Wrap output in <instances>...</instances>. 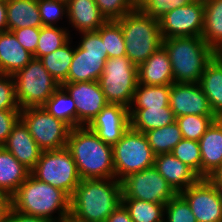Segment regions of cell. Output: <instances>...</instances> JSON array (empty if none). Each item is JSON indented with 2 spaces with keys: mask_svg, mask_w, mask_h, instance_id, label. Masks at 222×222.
I'll list each match as a JSON object with an SVG mask.
<instances>
[{
  "mask_svg": "<svg viewBox=\"0 0 222 222\" xmlns=\"http://www.w3.org/2000/svg\"><path fill=\"white\" fill-rule=\"evenodd\" d=\"M121 204V181L81 179L70 198V216L78 222H106Z\"/></svg>",
  "mask_w": 222,
  "mask_h": 222,
  "instance_id": "1",
  "label": "cell"
},
{
  "mask_svg": "<svg viewBox=\"0 0 222 222\" xmlns=\"http://www.w3.org/2000/svg\"><path fill=\"white\" fill-rule=\"evenodd\" d=\"M81 179L115 178L113 147L87 126L72 128L67 146Z\"/></svg>",
  "mask_w": 222,
  "mask_h": 222,
  "instance_id": "2",
  "label": "cell"
},
{
  "mask_svg": "<svg viewBox=\"0 0 222 222\" xmlns=\"http://www.w3.org/2000/svg\"><path fill=\"white\" fill-rule=\"evenodd\" d=\"M70 196L63 190L37 180L31 173L12 195V208L18 212L55 222L70 216ZM58 211V217L52 215Z\"/></svg>",
  "mask_w": 222,
  "mask_h": 222,
  "instance_id": "3",
  "label": "cell"
},
{
  "mask_svg": "<svg viewBox=\"0 0 222 222\" xmlns=\"http://www.w3.org/2000/svg\"><path fill=\"white\" fill-rule=\"evenodd\" d=\"M162 46L171 62L174 83H198L216 55L202 37L197 36L162 39Z\"/></svg>",
  "mask_w": 222,
  "mask_h": 222,
  "instance_id": "4",
  "label": "cell"
},
{
  "mask_svg": "<svg viewBox=\"0 0 222 222\" xmlns=\"http://www.w3.org/2000/svg\"><path fill=\"white\" fill-rule=\"evenodd\" d=\"M115 21L124 35L126 56L137 67L162 46L159 21L138 6Z\"/></svg>",
  "mask_w": 222,
  "mask_h": 222,
  "instance_id": "5",
  "label": "cell"
},
{
  "mask_svg": "<svg viewBox=\"0 0 222 222\" xmlns=\"http://www.w3.org/2000/svg\"><path fill=\"white\" fill-rule=\"evenodd\" d=\"M13 78L21 110L43 106L61 86L37 58H33L23 69L15 73Z\"/></svg>",
  "mask_w": 222,
  "mask_h": 222,
  "instance_id": "6",
  "label": "cell"
},
{
  "mask_svg": "<svg viewBox=\"0 0 222 222\" xmlns=\"http://www.w3.org/2000/svg\"><path fill=\"white\" fill-rule=\"evenodd\" d=\"M98 83L108 103L130 108L138 85V67L127 56L108 58Z\"/></svg>",
  "mask_w": 222,
  "mask_h": 222,
  "instance_id": "7",
  "label": "cell"
},
{
  "mask_svg": "<svg viewBox=\"0 0 222 222\" xmlns=\"http://www.w3.org/2000/svg\"><path fill=\"white\" fill-rule=\"evenodd\" d=\"M155 155L144 133L131 126L113 146L115 179L121 181L134 172L153 167Z\"/></svg>",
  "mask_w": 222,
  "mask_h": 222,
  "instance_id": "8",
  "label": "cell"
},
{
  "mask_svg": "<svg viewBox=\"0 0 222 222\" xmlns=\"http://www.w3.org/2000/svg\"><path fill=\"white\" fill-rule=\"evenodd\" d=\"M31 174L37 180L63 190L70 197L81 181L76 163L67 147L42 151Z\"/></svg>",
  "mask_w": 222,
  "mask_h": 222,
  "instance_id": "9",
  "label": "cell"
},
{
  "mask_svg": "<svg viewBox=\"0 0 222 222\" xmlns=\"http://www.w3.org/2000/svg\"><path fill=\"white\" fill-rule=\"evenodd\" d=\"M82 39L76 48L66 82L98 81L105 62L107 50L97 32H81Z\"/></svg>",
  "mask_w": 222,
  "mask_h": 222,
  "instance_id": "10",
  "label": "cell"
},
{
  "mask_svg": "<svg viewBox=\"0 0 222 222\" xmlns=\"http://www.w3.org/2000/svg\"><path fill=\"white\" fill-rule=\"evenodd\" d=\"M20 119L27 126L29 133L42 151L56 150L67 146L72 128L49 114L42 106L22 109Z\"/></svg>",
  "mask_w": 222,
  "mask_h": 222,
  "instance_id": "11",
  "label": "cell"
},
{
  "mask_svg": "<svg viewBox=\"0 0 222 222\" xmlns=\"http://www.w3.org/2000/svg\"><path fill=\"white\" fill-rule=\"evenodd\" d=\"M122 199L167 204L177 193L153 166L121 180Z\"/></svg>",
  "mask_w": 222,
  "mask_h": 222,
  "instance_id": "12",
  "label": "cell"
},
{
  "mask_svg": "<svg viewBox=\"0 0 222 222\" xmlns=\"http://www.w3.org/2000/svg\"><path fill=\"white\" fill-rule=\"evenodd\" d=\"M203 20L204 0H193L187 5L173 8L158 19L161 37H201Z\"/></svg>",
  "mask_w": 222,
  "mask_h": 222,
  "instance_id": "13",
  "label": "cell"
},
{
  "mask_svg": "<svg viewBox=\"0 0 222 222\" xmlns=\"http://www.w3.org/2000/svg\"><path fill=\"white\" fill-rule=\"evenodd\" d=\"M179 194L197 222H222V192L209 178H201Z\"/></svg>",
  "mask_w": 222,
  "mask_h": 222,
  "instance_id": "14",
  "label": "cell"
},
{
  "mask_svg": "<svg viewBox=\"0 0 222 222\" xmlns=\"http://www.w3.org/2000/svg\"><path fill=\"white\" fill-rule=\"evenodd\" d=\"M61 87L75 102L77 127L87 126L108 104L98 81L64 82Z\"/></svg>",
  "mask_w": 222,
  "mask_h": 222,
  "instance_id": "15",
  "label": "cell"
},
{
  "mask_svg": "<svg viewBox=\"0 0 222 222\" xmlns=\"http://www.w3.org/2000/svg\"><path fill=\"white\" fill-rule=\"evenodd\" d=\"M87 127L104 143L113 147L130 127L129 108L108 103Z\"/></svg>",
  "mask_w": 222,
  "mask_h": 222,
  "instance_id": "16",
  "label": "cell"
},
{
  "mask_svg": "<svg viewBox=\"0 0 222 222\" xmlns=\"http://www.w3.org/2000/svg\"><path fill=\"white\" fill-rule=\"evenodd\" d=\"M169 106L175 117L183 115H215L199 83H172Z\"/></svg>",
  "mask_w": 222,
  "mask_h": 222,
  "instance_id": "17",
  "label": "cell"
},
{
  "mask_svg": "<svg viewBox=\"0 0 222 222\" xmlns=\"http://www.w3.org/2000/svg\"><path fill=\"white\" fill-rule=\"evenodd\" d=\"M3 147L30 171L35 167L42 153L21 119L13 126Z\"/></svg>",
  "mask_w": 222,
  "mask_h": 222,
  "instance_id": "18",
  "label": "cell"
},
{
  "mask_svg": "<svg viewBox=\"0 0 222 222\" xmlns=\"http://www.w3.org/2000/svg\"><path fill=\"white\" fill-rule=\"evenodd\" d=\"M154 167L177 194L201 179L193 169L171 153L156 155Z\"/></svg>",
  "mask_w": 222,
  "mask_h": 222,
  "instance_id": "19",
  "label": "cell"
},
{
  "mask_svg": "<svg viewBox=\"0 0 222 222\" xmlns=\"http://www.w3.org/2000/svg\"><path fill=\"white\" fill-rule=\"evenodd\" d=\"M198 142L201 178H210L222 166V118L215 120Z\"/></svg>",
  "mask_w": 222,
  "mask_h": 222,
  "instance_id": "20",
  "label": "cell"
},
{
  "mask_svg": "<svg viewBox=\"0 0 222 222\" xmlns=\"http://www.w3.org/2000/svg\"><path fill=\"white\" fill-rule=\"evenodd\" d=\"M138 83L149 86L174 83L168 53L160 46L146 61L138 66Z\"/></svg>",
  "mask_w": 222,
  "mask_h": 222,
  "instance_id": "21",
  "label": "cell"
},
{
  "mask_svg": "<svg viewBox=\"0 0 222 222\" xmlns=\"http://www.w3.org/2000/svg\"><path fill=\"white\" fill-rule=\"evenodd\" d=\"M69 23L81 32H96L107 20L95 0H66Z\"/></svg>",
  "mask_w": 222,
  "mask_h": 222,
  "instance_id": "22",
  "label": "cell"
},
{
  "mask_svg": "<svg viewBox=\"0 0 222 222\" xmlns=\"http://www.w3.org/2000/svg\"><path fill=\"white\" fill-rule=\"evenodd\" d=\"M32 59L33 54L22 47L13 32H0V74L14 75Z\"/></svg>",
  "mask_w": 222,
  "mask_h": 222,
  "instance_id": "23",
  "label": "cell"
},
{
  "mask_svg": "<svg viewBox=\"0 0 222 222\" xmlns=\"http://www.w3.org/2000/svg\"><path fill=\"white\" fill-rule=\"evenodd\" d=\"M198 83L215 116L222 118V57L219 54L207 64Z\"/></svg>",
  "mask_w": 222,
  "mask_h": 222,
  "instance_id": "24",
  "label": "cell"
},
{
  "mask_svg": "<svg viewBox=\"0 0 222 222\" xmlns=\"http://www.w3.org/2000/svg\"><path fill=\"white\" fill-rule=\"evenodd\" d=\"M8 31L24 27H42L38 0H6Z\"/></svg>",
  "mask_w": 222,
  "mask_h": 222,
  "instance_id": "25",
  "label": "cell"
},
{
  "mask_svg": "<svg viewBox=\"0 0 222 222\" xmlns=\"http://www.w3.org/2000/svg\"><path fill=\"white\" fill-rule=\"evenodd\" d=\"M31 171L3 146H0V191L12 196Z\"/></svg>",
  "mask_w": 222,
  "mask_h": 222,
  "instance_id": "26",
  "label": "cell"
},
{
  "mask_svg": "<svg viewBox=\"0 0 222 222\" xmlns=\"http://www.w3.org/2000/svg\"><path fill=\"white\" fill-rule=\"evenodd\" d=\"M130 126L139 132L162 128L176 121L170 107L129 109Z\"/></svg>",
  "mask_w": 222,
  "mask_h": 222,
  "instance_id": "27",
  "label": "cell"
},
{
  "mask_svg": "<svg viewBox=\"0 0 222 222\" xmlns=\"http://www.w3.org/2000/svg\"><path fill=\"white\" fill-rule=\"evenodd\" d=\"M201 37L216 54L222 50V0H204Z\"/></svg>",
  "mask_w": 222,
  "mask_h": 222,
  "instance_id": "28",
  "label": "cell"
},
{
  "mask_svg": "<svg viewBox=\"0 0 222 222\" xmlns=\"http://www.w3.org/2000/svg\"><path fill=\"white\" fill-rule=\"evenodd\" d=\"M170 90L171 85L149 86L138 83L129 109L170 107Z\"/></svg>",
  "mask_w": 222,
  "mask_h": 222,
  "instance_id": "29",
  "label": "cell"
},
{
  "mask_svg": "<svg viewBox=\"0 0 222 222\" xmlns=\"http://www.w3.org/2000/svg\"><path fill=\"white\" fill-rule=\"evenodd\" d=\"M55 118L71 128L77 127V110L72 97L60 86L42 106Z\"/></svg>",
  "mask_w": 222,
  "mask_h": 222,
  "instance_id": "30",
  "label": "cell"
},
{
  "mask_svg": "<svg viewBox=\"0 0 222 222\" xmlns=\"http://www.w3.org/2000/svg\"><path fill=\"white\" fill-rule=\"evenodd\" d=\"M70 44L69 40L61 48L39 58L47 71L60 85L67 81L69 68L74 56V48Z\"/></svg>",
  "mask_w": 222,
  "mask_h": 222,
  "instance_id": "31",
  "label": "cell"
},
{
  "mask_svg": "<svg viewBox=\"0 0 222 222\" xmlns=\"http://www.w3.org/2000/svg\"><path fill=\"white\" fill-rule=\"evenodd\" d=\"M154 155L171 153L174 147L183 139L176 121L162 128L144 133Z\"/></svg>",
  "mask_w": 222,
  "mask_h": 222,
  "instance_id": "32",
  "label": "cell"
},
{
  "mask_svg": "<svg viewBox=\"0 0 222 222\" xmlns=\"http://www.w3.org/2000/svg\"><path fill=\"white\" fill-rule=\"evenodd\" d=\"M133 222H164L165 204L139 199H122Z\"/></svg>",
  "mask_w": 222,
  "mask_h": 222,
  "instance_id": "33",
  "label": "cell"
},
{
  "mask_svg": "<svg viewBox=\"0 0 222 222\" xmlns=\"http://www.w3.org/2000/svg\"><path fill=\"white\" fill-rule=\"evenodd\" d=\"M67 30L57 25L40 27V36L33 58L39 59L65 45L71 38Z\"/></svg>",
  "mask_w": 222,
  "mask_h": 222,
  "instance_id": "34",
  "label": "cell"
},
{
  "mask_svg": "<svg viewBox=\"0 0 222 222\" xmlns=\"http://www.w3.org/2000/svg\"><path fill=\"white\" fill-rule=\"evenodd\" d=\"M96 32L103 40L108 58L126 56L124 35L115 20L106 21Z\"/></svg>",
  "mask_w": 222,
  "mask_h": 222,
  "instance_id": "35",
  "label": "cell"
},
{
  "mask_svg": "<svg viewBox=\"0 0 222 222\" xmlns=\"http://www.w3.org/2000/svg\"><path fill=\"white\" fill-rule=\"evenodd\" d=\"M218 118L215 115H183L176 117L182 138L199 141Z\"/></svg>",
  "mask_w": 222,
  "mask_h": 222,
  "instance_id": "36",
  "label": "cell"
},
{
  "mask_svg": "<svg viewBox=\"0 0 222 222\" xmlns=\"http://www.w3.org/2000/svg\"><path fill=\"white\" fill-rule=\"evenodd\" d=\"M171 154L201 177V151L198 141L182 139L174 147Z\"/></svg>",
  "mask_w": 222,
  "mask_h": 222,
  "instance_id": "37",
  "label": "cell"
},
{
  "mask_svg": "<svg viewBox=\"0 0 222 222\" xmlns=\"http://www.w3.org/2000/svg\"><path fill=\"white\" fill-rule=\"evenodd\" d=\"M165 222H197L187 201L176 194L167 204H165Z\"/></svg>",
  "mask_w": 222,
  "mask_h": 222,
  "instance_id": "38",
  "label": "cell"
},
{
  "mask_svg": "<svg viewBox=\"0 0 222 222\" xmlns=\"http://www.w3.org/2000/svg\"><path fill=\"white\" fill-rule=\"evenodd\" d=\"M38 9L43 26H55L67 14L66 0H38Z\"/></svg>",
  "mask_w": 222,
  "mask_h": 222,
  "instance_id": "39",
  "label": "cell"
},
{
  "mask_svg": "<svg viewBox=\"0 0 222 222\" xmlns=\"http://www.w3.org/2000/svg\"><path fill=\"white\" fill-rule=\"evenodd\" d=\"M95 2L107 21L118 20L136 7L132 0H95Z\"/></svg>",
  "mask_w": 222,
  "mask_h": 222,
  "instance_id": "40",
  "label": "cell"
},
{
  "mask_svg": "<svg viewBox=\"0 0 222 222\" xmlns=\"http://www.w3.org/2000/svg\"><path fill=\"white\" fill-rule=\"evenodd\" d=\"M192 1L193 0H143L138 7L147 15L158 20L173 8L187 5Z\"/></svg>",
  "mask_w": 222,
  "mask_h": 222,
  "instance_id": "41",
  "label": "cell"
},
{
  "mask_svg": "<svg viewBox=\"0 0 222 222\" xmlns=\"http://www.w3.org/2000/svg\"><path fill=\"white\" fill-rule=\"evenodd\" d=\"M0 110H21L16 98L13 75L0 74Z\"/></svg>",
  "mask_w": 222,
  "mask_h": 222,
  "instance_id": "42",
  "label": "cell"
},
{
  "mask_svg": "<svg viewBox=\"0 0 222 222\" xmlns=\"http://www.w3.org/2000/svg\"><path fill=\"white\" fill-rule=\"evenodd\" d=\"M23 48L34 54L40 36V27H24L12 31Z\"/></svg>",
  "mask_w": 222,
  "mask_h": 222,
  "instance_id": "43",
  "label": "cell"
},
{
  "mask_svg": "<svg viewBox=\"0 0 222 222\" xmlns=\"http://www.w3.org/2000/svg\"><path fill=\"white\" fill-rule=\"evenodd\" d=\"M21 110H0V146L6 142L13 126L20 119Z\"/></svg>",
  "mask_w": 222,
  "mask_h": 222,
  "instance_id": "44",
  "label": "cell"
},
{
  "mask_svg": "<svg viewBox=\"0 0 222 222\" xmlns=\"http://www.w3.org/2000/svg\"><path fill=\"white\" fill-rule=\"evenodd\" d=\"M6 222H55L53 220L37 217L33 215H27L21 212L16 211L15 209H11L6 219Z\"/></svg>",
  "mask_w": 222,
  "mask_h": 222,
  "instance_id": "45",
  "label": "cell"
},
{
  "mask_svg": "<svg viewBox=\"0 0 222 222\" xmlns=\"http://www.w3.org/2000/svg\"><path fill=\"white\" fill-rule=\"evenodd\" d=\"M11 209L12 196L4 191H0V222H6Z\"/></svg>",
  "mask_w": 222,
  "mask_h": 222,
  "instance_id": "46",
  "label": "cell"
},
{
  "mask_svg": "<svg viewBox=\"0 0 222 222\" xmlns=\"http://www.w3.org/2000/svg\"><path fill=\"white\" fill-rule=\"evenodd\" d=\"M106 222H133L129 211L125 208L123 204H121L116 210H114Z\"/></svg>",
  "mask_w": 222,
  "mask_h": 222,
  "instance_id": "47",
  "label": "cell"
},
{
  "mask_svg": "<svg viewBox=\"0 0 222 222\" xmlns=\"http://www.w3.org/2000/svg\"><path fill=\"white\" fill-rule=\"evenodd\" d=\"M8 31L6 0H0V32Z\"/></svg>",
  "mask_w": 222,
  "mask_h": 222,
  "instance_id": "48",
  "label": "cell"
},
{
  "mask_svg": "<svg viewBox=\"0 0 222 222\" xmlns=\"http://www.w3.org/2000/svg\"><path fill=\"white\" fill-rule=\"evenodd\" d=\"M222 192V166L209 178Z\"/></svg>",
  "mask_w": 222,
  "mask_h": 222,
  "instance_id": "49",
  "label": "cell"
},
{
  "mask_svg": "<svg viewBox=\"0 0 222 222\" xmlns=\"http://www.w3.org/2000/svg\"><path fill=\"white\" fill-rule=\"evenodd\" d=\"M59 222H78V221H76L71 216H69V217H66V218L60 220Z\"/></svg>",
  "mask_w": 222,
  "mask_h": 222,
  "instance_id": "50",
  "label": "cell"
},
{
  "mask_svg": "<svg viewBox=\"0 0 222 222\" xmlns=\"http://www.w3.org/2000/svg\"><path fill=\"white\" fill-rule=\"evenodd\" d=\"M133 3L138 6L143 0H132Z\"/></svg>",
  "mask_w": 222,
  "mask_h": 222,
  "instance_id": "51",
  "label": "cell"
},
{
  "mask_svg": "<svg viewBox=\"0 0 222 222\" xmlns=\"http://www.w3.org/2000/svg\"><path fill=\"white\" fill-rule=\"evenodd\" d=\"M218 54L222 57V50Z\"/></svg>",
  "mask_w": 222,
  "mask_h": 222,
  "instance_id": "52",
  "label": "cell"
}]
</instances>
